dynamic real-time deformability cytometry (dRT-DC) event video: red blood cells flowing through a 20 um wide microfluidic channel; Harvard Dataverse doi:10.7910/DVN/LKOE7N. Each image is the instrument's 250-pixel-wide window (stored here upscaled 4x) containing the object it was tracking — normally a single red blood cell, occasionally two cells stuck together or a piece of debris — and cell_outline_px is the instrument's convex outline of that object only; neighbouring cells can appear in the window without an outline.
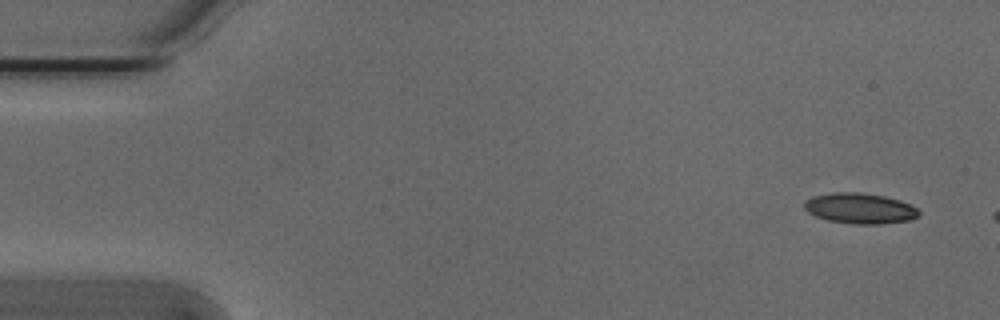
{"species": "Egyptian fruit bat (a non-hibernating species)", "species_latin": "Rousettus aegyptiacus", "temperature_condition": "cold", "stored_images_in_passage": 10, "camera_frame_rate_fps": 3000, "um_per_image_px": 0.085, "animal": {"sex": "male"}, "frame": {"image": 1, "passage_image": 1, "time_ms": 0.0, "image_size_px": [1000, 320], "cell_outline_px": [[920, 216], [908, 220], [880, 224], [852, 224], [828, 220], [816, 216], [808, 212], [804, 208], [804, 200], [812, 196], [832, 192], [860, 192], [884, 196], [900, 200], [916, 208], [920, 212]], "centroid_in_image_um": [73.06, 17.7], "position_along_channel_um": 11.9, "area_um2": 20.46}}